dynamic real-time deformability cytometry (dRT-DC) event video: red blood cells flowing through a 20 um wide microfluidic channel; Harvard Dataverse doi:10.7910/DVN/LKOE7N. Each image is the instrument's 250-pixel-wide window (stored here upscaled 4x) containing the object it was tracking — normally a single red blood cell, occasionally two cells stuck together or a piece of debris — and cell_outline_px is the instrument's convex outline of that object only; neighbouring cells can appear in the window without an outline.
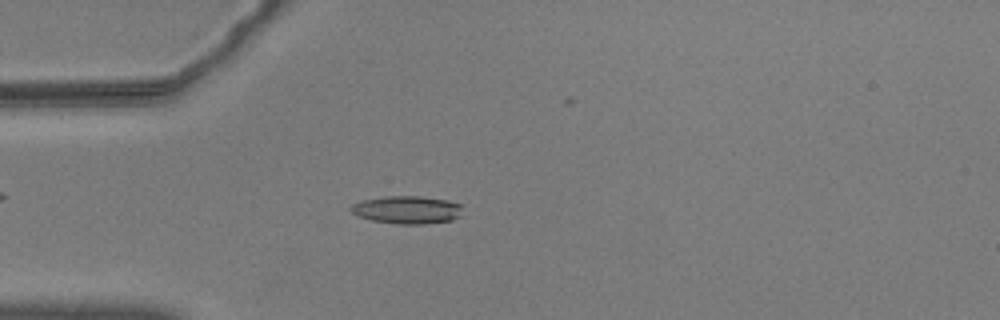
{"species": "common noctule bat (a hibernating species)", "species_latin": "Nyctalus noctula", "temperature_condition": "warm", "stored_images_in_passage": 56, "camera_frame_rate_fps": 3000, "um_per_image_px": 0.085, "animal": {"sex": "male", "body_mass_g": 20.5, "forearm_length_mm": 52.5}, "frame": {"image": 1, "passage_image": 15, "time_ms": 4.667, "image_size_px": [1000, 320], "cell_outline_px": [[460, 216], [452, 220], [424, 224], [400, 224], [372, 220], [360, 216], [352, 212], [348, 208], [352, 204], [364, 200], [384, 196], [420, 196], [448, 200], [460, 204]], "centroid_in_image_um": [34.6, 17.83], "position_along_channel_um": 50.4, "area_um2": 17.98}}
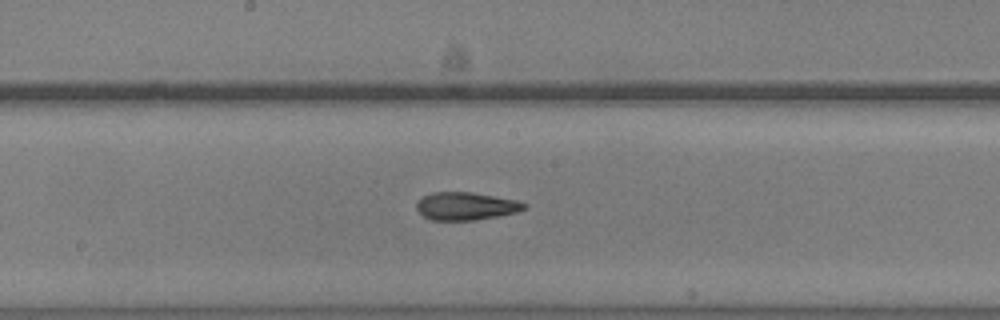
{"frame": {"image": 2, "passage_image": 29, "time_ms": 9.333, "image_size_px": [1000, 320], "cell_outline_px": [[528, 208], [516, 212], [476, 220], [432, 220], [424, 216], [416, 208], [416, 204], [424, 196], [432, 192], [472, 192], [516, 200], [528, 204]], "centroid_in_image_um": [39.63, 17.52], "position_along_channel_um": 208.6, "area_um2": 17.34}}
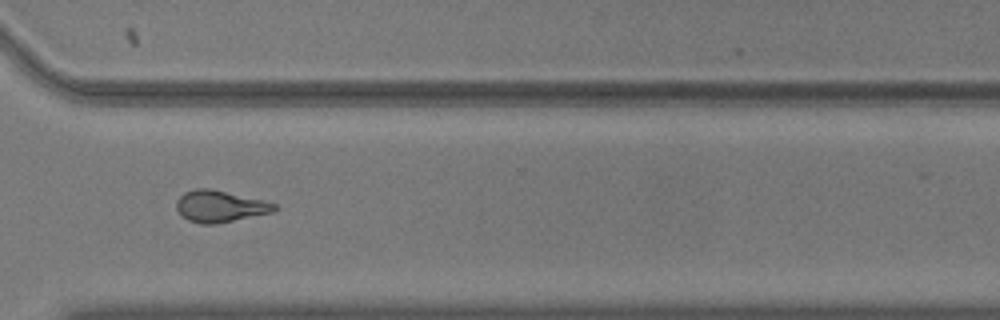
{"frame": {"image": 3, "passage_image": 41, "time_ms": 13.333, "image_size_px": [1000, 320], "cell_outline_px": [[280, 208], [272, 212], [216, 224], [200, 224], [188, 220], [176, 208], [176, 200], [184, 192], [196, 188], [212, 188], [264, 200], [276, 204]], "centroid_in_image_um": [18.71, 17.52], "position_along_channel_um": 351.9, "area_um2": 18.15}, "authors_computed_cell_mechanics": {"area_um2": 17.7157, "velocity_mm_per_s": 3.5921, "shape_relaxation_time_tau1_ms": null, "shape_relaxation_time_tau2_ms": 2.6594, "deformation_change_tau1": null, "deformation_change_tau2": 0.1176}}